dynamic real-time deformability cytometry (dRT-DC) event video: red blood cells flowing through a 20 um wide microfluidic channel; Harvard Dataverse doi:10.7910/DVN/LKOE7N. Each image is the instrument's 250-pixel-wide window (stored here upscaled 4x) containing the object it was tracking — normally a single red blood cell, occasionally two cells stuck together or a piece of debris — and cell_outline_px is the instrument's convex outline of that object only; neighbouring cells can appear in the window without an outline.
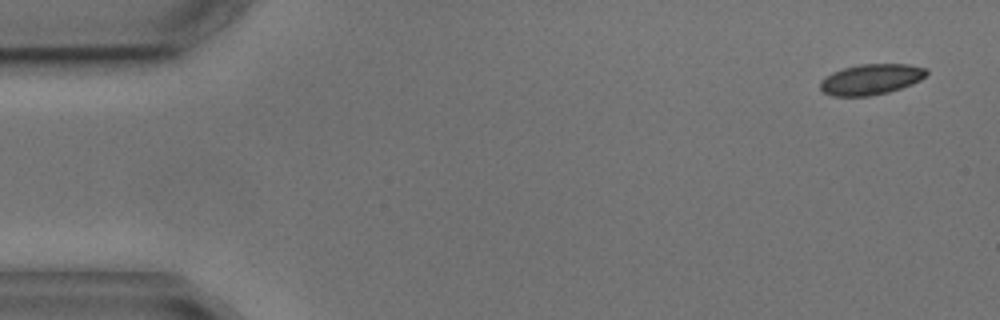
{"species": "common noctule bat (a hibernating species)", "species_latin": "Nyctalus noctula", "temperature_condition": "cold", "stored_images_in_passage": 6, "camera_frame_rate_fps": 3000, "um_per_image_px": 0.085, "animal": {"sex": "male", "body_mass_g": 17.9, "forearm_length_mm": 54.2}, "frame": {"image": 1, "passage_image": 1, "time_ms": 0.0, "image_size_px": [1000, 320], "cell_outline_px": [[928, 72], [920, 80], [912, 84], [888, 92], [868, 96], [832, 96], [824, 92], [820, 88], [820, 80], [832, 72], [844, 68], [860, 64], [908, 64], [928, 68]], "centroid_in_image_um": [74.03, 6.74], "position_along_channel_um": 11.0, "area_um2": 18.96}}
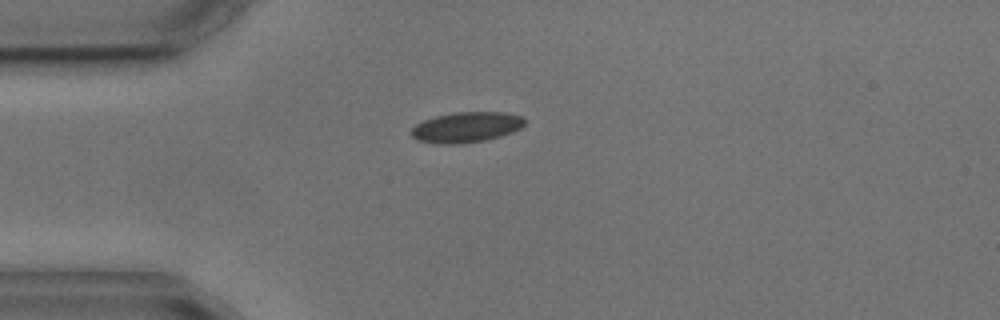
{"frame": {"image": 2, "passage_image": 4, "time_ms": 3.667, "image_size_px": [1000, 320], "cell_outline_px": [[524, 124], [520, 128], [512, 132], [500, 136], [484, 140], [460, 144], [436, 144], [416, 140], [412, 136], [412, 128], [416, 124], [424, 120], [436, 116], [452, 112], [504, 112], [524, 116]], "centroid_in_image_um": [39.63, 10.81], "position_along_channel_um": 45.4, "area_um2": 20.17}}